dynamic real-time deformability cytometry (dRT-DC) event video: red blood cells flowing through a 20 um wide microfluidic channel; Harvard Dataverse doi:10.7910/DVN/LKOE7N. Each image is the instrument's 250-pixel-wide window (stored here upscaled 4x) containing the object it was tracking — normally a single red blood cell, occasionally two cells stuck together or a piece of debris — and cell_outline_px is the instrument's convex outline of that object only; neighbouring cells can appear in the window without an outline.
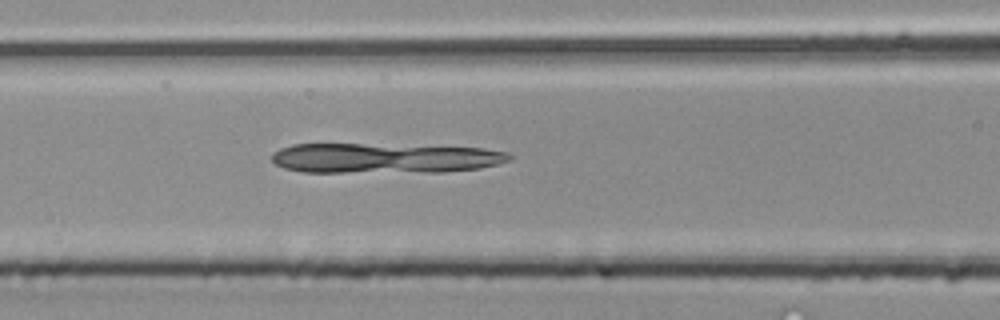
{"species": "common noctule bat (a hibernating species)", "species_latin": "Nyctalus noctula", "temperature_condition": "room temperature", "stored_images_in_passage": 4, "camera_frame_rate_fps": 3000, "um_per_image_px": 0.085, "animal": {"sex": "male", "body_mass_g": 20.4}, "frame": {"image": 1, "passage_image": 3, "time_ms": 0.667, "image_size_px": [1000, 320], "cell_outline_px": [[512, 156], [508, 160], [500, 164], [480, 168], [444, 172], [304, 172], [284, 168], [276, 164], [272, 160], [272, 152], [280, 148], [292, 144], [360, 144], [484, 148], [508, 152]], "centroid_in_image_um": [32.68, 13.45], "position_along_channel_um": 133.9, "area_um2": 41.62}}